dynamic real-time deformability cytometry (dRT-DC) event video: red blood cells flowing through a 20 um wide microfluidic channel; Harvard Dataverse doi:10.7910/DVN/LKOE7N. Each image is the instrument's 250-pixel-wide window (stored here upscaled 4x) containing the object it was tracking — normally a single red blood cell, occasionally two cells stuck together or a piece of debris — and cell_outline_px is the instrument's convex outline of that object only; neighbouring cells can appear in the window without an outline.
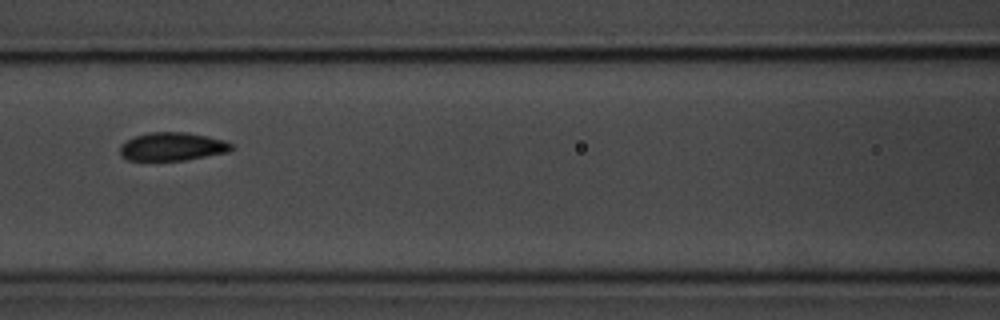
{"species": "common noctule bat (a hibernating species)", "species_latin": "Nyctalus noctula", "temperature_condition": "room temperature", "stored_images_in_passage": 5, "camera_frame_rate_fps": 3000, "um_per_image_px": 0.085, "animal": {"sex": "male", "body_mass_g": 20.1, "forearm_length_mm": 53.5}, "frame": {"image": 1, "passage_image": 5, "time_ms": 4.667, "image_size_px": [1000, 320], "cell_outline_px": [[232, 148], [228, 152], [184, 160], [128, 160], [120, 156], [120, 144], [124, 140], [132, 136], [148, 132], [188, 132], [208, 136], [224, 140], [232, 144]], "centroid_in_image_um": [14.59, 12.44], "position_along_channel_um": 152.0, "area_um2": 18.55}}